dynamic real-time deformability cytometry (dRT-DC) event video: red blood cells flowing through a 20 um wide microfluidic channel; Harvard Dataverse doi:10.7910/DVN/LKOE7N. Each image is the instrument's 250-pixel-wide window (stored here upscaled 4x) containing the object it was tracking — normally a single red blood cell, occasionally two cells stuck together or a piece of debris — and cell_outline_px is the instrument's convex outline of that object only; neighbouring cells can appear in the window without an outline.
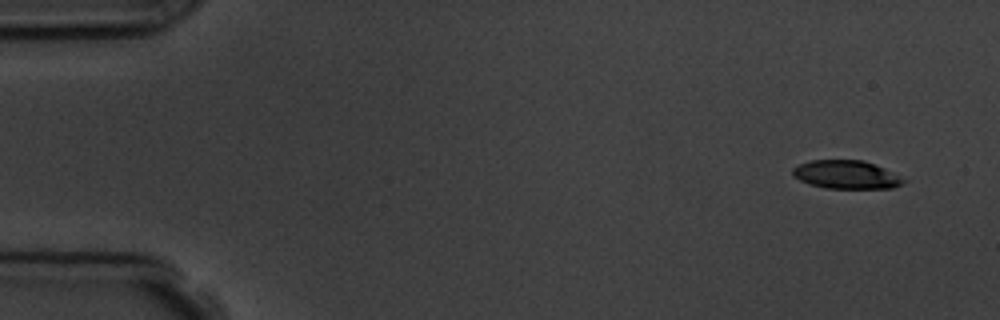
{"species": "common noctule bat (a hibernating species)", "species_latin": "Nyctalus noctula", "temperature_condition": "room temperature", "stored_images_in_passage": 6, "camera_frame_rate_fps": 3000, "um_per_image_px": 0.085, "animal": {"sex": "male", "body_mass_g": 19.5, "forearm_length_mm": 54.6}, "frame": {"image": 1, "passage_image": 1, "time_ms": 0.0, "image_size_px": [1000, 320], "cell_outline_px": [[908, 180], [904, 184], [892, 188], [824, 188], [808, 184], [792, 176], [792, 168], [796, 164], [812, 160], [864, 160], [884, 168]], "centroid_in_image_um": [71.92, 14.84], "position_along_channel_um": 13.1, "area_um2": 18.55}}
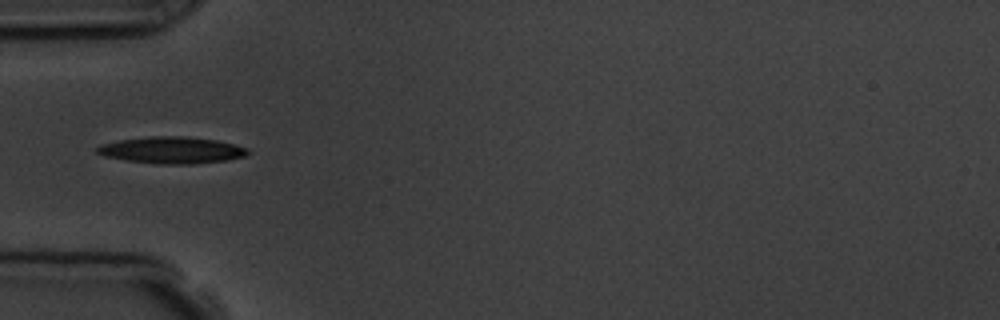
{"frame": {"image": 2, "passage_image": 5, "time_ms": 4.667, "image_size_px": [1000, 320], "cell_outline_px": [[252, 152], [244, 156], [228, 160], [192, 164], [156, 164], [128, 160], [104, 156], [96, 152], [96, 148], [100, 144], [120, 140], [152, 136], [184, 136], [216, 140], [248, 148]], "centroid_in_image_um": [14.62, 12.76], "position_along_channel_um": 70.4, "area_um2": 23.41}}